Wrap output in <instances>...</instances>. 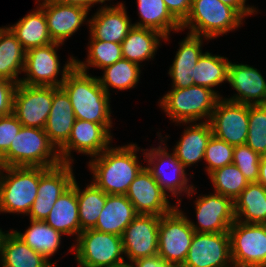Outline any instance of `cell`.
<instances>
[{"instance_id":"cell-43","label":"cell","mask_w":266,"mask_h":267,"mask_svg":"<svg viewBox=\"0 0 266 267\" xmlns=\"http://www.w3.org/2000/svg\"><path fill=\"white\" fill-rule=\"evenodd\" d=\"M22 126L23 125L13 113L0 116V159L9 150L12 141L19 133Z\"/></svg>"},{"instance_id":"cell-12","label":"cell","mask_w":266,"mask_h":267,"mask_svg":"<svg viewBox=\"0 0 266 267\" xmlns=\"http://www.w3.org/2000/svg\"><path fill=\"white\" fill-rule=\"evenodd\" d=\"M73 164L61 163L52 168L39 167L37 196L28 212L29 220H45L54 203L73 183Z\"/></svg>"},{"instance_id":"cell-7","label":"cell","mask_w":266,"mask_h":267,"mask_svg":"<svg viewBox=\"0 0 266 267\" xmlns=\"http://www.w3.org/2000/svg\"><path fill=\"white\" fill-rule=\"evenodd\" d=\"M39 167L0 166V214L28 215L37 196Z\"/></svg>"},{"instance_id":"cell-14","label":"cell","mask_w":266,"mask_h":267,"mask_svg":"<svg viewBox=\"0 0 266 267\" xmlns=\"http://www.w3.org/2000/svg\"><path fill=\"white\" fill-rule=\"evenodd\" d=\"M52 100V86L18 83L14 93L12 113L24 127L44 129Z\"/></svg>"},{"instance_id":"cell-26","label":"cell","mask_w":266,"mask_h":267,"mask_svg":"<svg viewBox=\"0 0 266 267\" xmlns=\"http://www.w3.org/2000/svg\"><path fill=\"white\" fill-rule=\"evenodd\" d=\"M137 215L126 195L107 194L104 208L93 229L122 236L125 228Z\"/></svg>"},{"instance_id":"cell-29","label":"cell","mask_w":266,"mask_h":267,"mask_svg":"<svg viewBox=\"0 0 266 267\" xmlns=\"http://www.w3.org/2000/svg\"><path fill=\"white\" fill-rule=\"evenodd\" d=\"M164 38L155 30L133 26L121 43L122 56L124 59L143 66L141 63L144 61L154 59L158 47L162 45L161 40Z\"/></svg>"},{"instance_id":"cell-35","label":"cell","mask_w":266,"mask_h":267,"mask_svg":"<svg viewBox=\"0 0 266 267\" xmlns=\"http://www.w3.org/2000/svg\"><path fill=\"white\" fill-rule=\"evenodd\" d=\"M141 67L137 63L122 58L101 69L103 74L97 78L101 87L110 96V87L119 91L135 88L140 81Z\"/></svg>"},{"instance_id":"cell-31","label":"cell","mask_w":266,"mask_h":267,"mask_svg":"<svg viewBox=\"0 0 266 267\" xmlns=\"http://www.w3.org/2000/svg\"><path fill=\"white\" fill-rule=\"evenodd\" d=\"M27 51L53 43L50 38L43 9L38 5L14 25H8Z\"/></svg>"},{"instance_id":"cell-13","label":"cell","mask_w":266,"mask_h":267,"mask_svg":"<svg viewBox=\"0 0 266 267\" xmlns=\"http://www.w3.org/2000/svg\"><path fill=\"white\" fill-rule=\"evenodd\" d=\"M212 134L232 146L244 145L248 136L249 105L218 100L209 120Z\"/></svg>"},{"instance_id":"cell-37","label":"cell","mask_w":266,"mask_h":267,"mask_svg":"<svg viewBox=\"0 0 266 267\" xmlns=\"http://www.w3.org/2000/svg\"><path fill=\"white\" fill-rule=\"evenodd\" d=\"M75 178V190L78 200V214L81 232L93 229L99 218V214L104 208L107 194L97 188L92 182L84 189H80Z\"/></svg>"},{"instance_id":"cell-10","label":"cell","mask_w":266,"mask_h":267,"mask_svg":"<svg viewBox=\"0 0 266 267\" xmlns=\"http://www.w3.org/2000/svg\"><path fill=\"white\" fill-rule=\"evenodd\" d=\"M194 233L182 209L175 207L170 213L160 216L158 255L169 263L181 267Z\"/></svg>"},{"instance_id":"cell-45","label":"cell","mask_w":266,"mask_h":267,"mask_svg":"<svg viewBox=\"0 0 266 267\" xmlns=\"http://www.w3.org/2000/svg\"><path fill=\"white\" fill-rule=\"evenodd\" d=\"M171 15L182 24L188 17L192 0H163Z\"/></svg>"},{"instance_id":"cell-4","label":"cell","mask_w":266,"mask_h":267,"mask_svg":"<svg viewBox=\"0 0 266 267\" xmlns=\"http://www.w3.org/2000/svg\"><path fill=\"white\" fill-rule=\"evenodd\" d=\"M159 136L160 145L152 149H142V155L144 161L147 162L145 167L150 171L153 178L157 181L161 189L170 196L177 197L176 207L180 208L181 198L184 193L186 197H192L195 193H198L194 184L189 185V179L187 178L186 168L176 158L175 153H169L166 140L169 139V135L162 137L161 133L157 132ZM168 138V139H167ZM164 139V140H163ZM144 151V152H143ZM168 168V169H167ZM183 193V194H182Z\"/></svg>"},{"instance_id":"cell-20","label":"cell","mask_w":266,"mask_h":267,"mask_svg":"<svg viewBox=\"0 0 266 267\" xmlns=\"http://www.w3.org/2000/svg\"><path fill=\"white\" fill-rule=\"evenodd\" d=\"M43 9L47 21V28L53 42L64 44L80 27L87 22L89 11L68 4H61L52 0H36ZM87 20V21H86Z\"/></svg>"},{"instance_id":"cell-18","label":"cell","mask_w":266,"mask_h":267,"mask_svg":"<svg viewBox=\"0 0 266 267\" xmlns=\"http://www.w3.org/2000/svg\"><path fill=\"white\" fill-rule=\"evenodd\" d=\"M160 216L138 214L125 228L122 238L127 262L158 254Z\"/></svg>"},{"instance_id":"cell-41","label":"cell","mask_w":266,"mask_h":267,"mask_svg":"<svg viewBox=\"0 0 266 267\" xmlns=\"http://www.w3.org/2000/svg\"><path fill=\"white\" fill-rule=\"evenodd\" d=\"M233 150L234 146L212 135L204 153V161L207 165L204 171L207 175L218 168L233 164Z\"/></svg>"},{"instance_id":"cell-40","label":"cell","mask_w":266,"mask_h":267,"mask_svg":"<svg viewBox=\"0 0 266 267\" xmlns=\"http://www.w3.org/2000/svg\"><path fill=\"white\" fill-rule=\"evenodd\" d=\"M254 152L266 155V105H249V126L246 140Z\"/></svg>"},{"instance_id":"cell-47","label":"cell","mask_w":266,"mask_h":267,"mask_svg":"<svg viewBox=\"0 0 266 267\" xmlns=\"http://www.w3.org/2000/svg\"><path fill=\"white\" fill-rule=\"evenodd\" d=\"M222 3H225L233 8H235L244 18L249 17V15L257 14L258 9L254 5H245L246 0H220Z\"/></svg>"},{"instance_id":"cell-28","label":"cell","mask_w":266,"mask_h":267,"mask_svg":"<svg viewBox=\"0 0 266 267\" xmlns=\"http://www.w3.org/2000/svg\"><path fill=\"white\" fill-rule=\"evenodd\" d=\"M136 2L140 19L133 23L135 27L159 32L165 37V43L170 41L171 32L181 31V24L171 15L163 0H137Z\"/></svg>"},{"instance_id":"cell-39","label":"cell","mask_w":266,"mask_h":267,"mask_svg":"<svg viewBox=\"0 0 266 267\" xmlns=\"http://www.w3.org/2000/svg\"><path fill=\"white\" fill-rule=\"evenodd\" d=\"M208 176L214 192L229 197L233 202L249 183L234 164L218 168Z\"/></svg>"},{"instance_id":"cell-1","label":"cell","mask_w":266,"mask_h":267,"mask_svg":"<svg viewBox=\"0 0 266 267\" xmlns=\"http://www.w3.org/2000/svg\"><path fill=\"white\" fill-rule=\"evenodd\" d=\"M89 160L91 182L106 194L125 195L131 182L145 165L138 159L142 151L136 143L111 147Z\"/></svg>"},{"instance_id":"cell-33","label":"cell","mask_w":266,"mask_h":267,"mask_svg":"<svg viewBox=\"0 0 266 267\" xmlns=\"http://www.w3.org/2000/svg\"><path fill=\"white\" fill-rule=\"evenodd\" d=\"M26 50L8 26L0 27V77L20 83Z\"/></svg>"},{"instance_id":"cell-34","label":"cell","mask_w":266,"mask_h":267,"mask_svg":"<svg viewBox=\"0 0 266 267\" xmlns=\"http://www.w3.org/2000/svg\"><path fill=\"white\" fill-rule=\"evenodd\" d=\"M24 233L13 230L30 248L44 256L48 261L61 245L63 234L43 220L30 219V226Z\"/></svg>"},{"instance_id":"cell-21","label":"cell","mask_w":266,"mask_h":267,"mask_svg":"<svg viewBox=\"0 0 266 267\" xmlns=\"http://www.w3.org/2000/svg\"><path fill=\"white\" fill-rule=\"evenodd\" d=\"M111 5H101V8L89 18L90 39L122 43L133 28L125 4L117 2Z\"/></svg>"},{"instance_id":"cell-46","label":"cell","mask_w":266,"mask_h":267,"mask_svg":"<svg viewBox=\"0 0 266 267\" xmlns=\"http://www.w3.org/2000/svg\"><path fill=\"white\" fill-rule=\"evenodd\" d=\"M133 267H177L175 264L169 263L168 261L161 258L158 254L137 259L131 262Z\"/></svg>"},{"instance_id":"cell-22","label":"cell","mask_w":266,"mask_h":267,"mask_svg":"<svg viewBox=\"0 0 266 267\" xmlns=\"http://www.w3.org/2000/svg\"><path fill=\"white\" fill-rule=\"evenodd\" d=\"M227 83L237 93L224 99L245 105H266V80L257 68L230 61Z\"/></svg>"},{"instance_id":"cell-38","label":"cell","mask_w":266,"mask_h":267,"mask_svg":"<svg viewBox=\"0 0 266 267\" xmlns=\"http://www.w3.org/2000/svg\"><path fill=\"white\" fill-rule=\"evenodd\" d=\"M87 45V58L80 61L75 57V66L81 71L87 72L89 68L103 69L122 59L121 43L105 42L96 39H89Z\"/></svg>"},{"instance_id":"cell-30","label":"cell","mask_w":266,"mask_h":267,"mask_svg":"<svg viewBox=\"0 0 266 267\" xmlns=\"http://www.w3.org/2000/svg\"><path fill=\"white\" fill-rule=\"evenodd\" d=\"M4 239L0 255L1 267H56L44 256L30 248L13 229Z\"/></svg>"},{"instance_id":"cell-48","label":"cell","mask_w":266,"mask_h":267,"mask_svg":"<svg viewBox=\"0 0 266 267\" xmlns=\"http://www.w3.org/2000/svg\"><path fill=\"white\" fill-rule=\"evenodd\" d=\"M54 2L57 3H61V4H68V5H72V6H79L82 7L86 10H88L90 12L91 8L94 7L95 4H105L106 1H110L111 0H52Z\"/></svg>"},{"instance_id":"cell-16","label":"cell","mask_w":266,"mask_h":267,"mask_svg":"<svg viewBox=\"0 0 266 267\" xmlns=\"http://www.w3.org/2000/svg\"><path fill=\"white\" fill-rule=\"evenodd\" d=\"M112 134L101 124L76 119L68 141L58 150L62 163L74 164L73 152L98 156L112 145Z\"/></svg>"},{"instance_id":"cell-6","label":"cell","mask_w":266,"mask_h":267,"mask_svg":"<svg viewBox=\"0 0 266 267\" xmlns=\"http://www.w3.org/2000/svg\"><path fill=\"white\" fill-rule=\"evenodd\" d=\"M244 17L233 7L220 0H192L190 13L181 24V31L214 40L237 30Z\"/></svg>"},{"instance_id":"cell-23","label":"cell","mask_w":266,"mask_h":267,"mask_svg":"<svg viewBox=\"0 0 266 267\" xmlns=\"http://www.w3.org/2000/svg\"><path fill=\"white\" fill-rule=\"evenodd\" d=\"M75 120L69 96L61 87H53L52 106L44 130L57 150L68 141Z\"/></svg>"},{"instance_id":"cell-8","label":"cell","mask_w":266,"mask_h":267,"mask_svg":"<svg viewBox=\"0 0 266 267\" xmlns=\"http://www.w3.org/2000/svg\"><path fill=\"white\" fill-rule=\"evenodd\" d=\"M72 251L78 267H110L126 260L121 236L95 229L82 231L69 248Z\"/></svg>"},{"instance_id":"cell-3","label":"cell","mask_w":266,"mask_h":267,"mask_svg":"<svg viewBox=\"0 0 266 267\" xmlns=\"http://www.w3.org/2000/svg\"><path fill=\"white\" fill-rule=\"evenodd\" d=\"M219 91L192 85L171 88L159 99V107L174 123L209 122L213 110L222 97ZM203 119V120H202Z\"/></svg>"},{"instance_id":"cell-36","label":"cell","mask_w":266,"mask_h":267,"mask_svg":"<svg viewBox=\"0 0 266 267\" xmlns=\"http://www.w3.org/2000/svg\"><path fill=\"white\" fill-rule=\"evenodd\" d=\"M230 61L227 57L204 52L198 59L193 71V85L208 87L212 90L228 82Z\"/></svg>"},{"instance_id":"cell-24","label":"cell","mask_w":266,"mask_h":267,"mask_svg":"<svg viewBox=\"0 0 266 267\" xmlns=\"http://www.w3.org/2000/svg\"><path fill=\"white\" fill-rule=\"evenodd\" d=\"M203 40L208 41V38L187 33V36L178 43L179 49L168 71L172 88H188L193 85L194 66L204 53Z\"/></svg>"},{"instance_id":"cell-27","label":"cell","mask_w":266,"mask_h":267,"mask_svg":"<svg viewBox=\"0 0 266 267\" xmlns=\"http://www.w3.org/2000/svg\"><path fill=\"white\" fill-rule=\"evenodd\" d=\"M44 221L63 235H75L76 238L74 241L77 240L81 233V228L79 223L75 179L72 185L64 191L54 203L53 208Z\"/></svg>"},{"instance_id":"cell-5","label":"cell","mask_w":266,"mask_h":267,"mask_svg":"<svg viewBox=\"0 0 266 267\" xmlns=\"http://www.w3.org/2000/svg\"><path fill=\"white\" fill-rule=\"evenodd\" d=\"M61 163L59 152L49 141L45 130L24 126L0 159L2 167L52 168Z\"/></svg>"},{"instance_id":"cell-44","label":"cell","mask_w":266,"mask_h":267,"mask_svg":"<svg viewBox=\"0 0 266 267\" xmlns=\"http://www.w3.org/2000/svg\"><path fill=\"white\" fill-rule=\"evenodd\" d=\"M17 84L0 77V116L9 115L13 112L14 93Z\"/></svg>"},{"instance_id":"cell-25","label":"cell","mask_w":266,"mask_h":267,"mask_svg":"<svg viewBox=\"0 0 266 267\" xmlns=\"http://www.w3.org/2000/svg\"><path fill=\"white\" fill-rule=\"evenodd\" d=\"M181 124H189V126L184 128L181 138L176 142L172 150L176 158L187 168L204 160L207 143L213 134L209 122Z\"/></svg>"},{"instance_id":"cell-50","label":"cell","mask_w":266,"mask_h":267,"mask_svg":"<svg viewBox=\"0 0 266 267\" xmlns=\"http://www.w3.org/2000/svg\"><path fill=\"white\" fill-rule=\"evenodd\" d=\"M7 232V233H6ZM9 231H3L1 228H0V255H1V250H2V247H3V242H4V239L5 237L7 236Z\"/></svg>"},{"instance_id":"cell-32","label":"cell","mask_w":266,"mask_h":267,"mask_svg":"<svg viewBox=\"0 0 266 267\" xmlns=\"http://www.w3.org/2000/svg\"><path fill=\"white\" fill-rule=\"evenodd\" d=\"M233 203L237 221L249 224L266 221V187L260 183H248Z\"/></svg>"},{"instance_id":"cell-42","label":"cell","mask_w":266,"mask_h":267,"mask_svg":"<svg viewBox=\"0 0 266 267\" xmlns=\"http://www.w3.org/2000/svg\"><path fill=\"white\" fill-rule=\"evenodd\" d=\"M260 159L261 155L246 144L234 147L233 164L240 169L249 183L258 181Z\"/></svg>"},{"instance_id":"cell-19","label":"cell","mask_w":266,"mask_h":267,"mask_svg":"<svg viewBox=\"0 0 266 267\" xmlns=\"http://www.w3.org/2000/svg\"><path fill=\"white\" fill-rule=\"evenodd\" d=\"M133 204L137 214L163 216L175 207L150 171L144 166L131 182L125 194Z\"/></svg>"},{"instance_id":"cell-11","label":"cell","mask_w":266,"mask_h":267,"mask_svg":"<svg viewBox=\"0 0 266 267\" xmlns=\"http://www.w3.org/2000/svg\"><path fill=\"white\" fill-rule=\"evenodd\" d=\"M234 267H266V228L235 220L229 228Z\"/></svg>"},{"instance_id":"cell-15","label":"cell","mask_w":266,"mask_h":267,"mask_svg":"<svg viewBox=\"0 0 266 267\" xmlns=\"http://www.w3.org/2000/svg\"><path fill=\"white\" fill-rule=\"evenodd\" d=\"M196 223L188 218L195 232L224 233L235 222L234 203L226 196L213 192L197 196L194 202Z\"/></svg>"},{"instance_id":"cell-17","label":"cell","mask_w":266,"mask_h":267,"mask_svg":"<svg viewBox=\"0 0 266 267\" xmlns=\"http://www.w3.org/2000/svg\"><path fill=\"white\" fill-rule=\"evenodd\" d=\"M181 267H234L229 233L195 232Z\"/></svg>"},{"instance_id":"cell-49","label":"cell","mask_w":266,"mask_h":267,"mask_svg":"<svg viewBox=\"0 0 266 267\" xmlns=\"http://www.w3.org/2000/svg\"><path fill=\"white\" fill-rule=\"evenodd\" d=\"M257 182L266 187V155L261 156L259 178Z\"/></svg>"},{"instance_id":"cell-9","label":"cell","mask_w":266,"mask_h":267,"mask_svg":"<svg viewBox=\"0 0 266 267\" xmlns=\"http://www.w3.org/2000/svg\"><path fill=\"white\" fill-rule=\"evenodd\" d=\"M61 45L64 44L53 42L27 50L23 70L25 77L21 78L20 83L31 86L61 87L67 74L75 66V57L71 56L67 63L60 67L57 51ZM59 74L61 78H58Z\"/></svg>"},{"instance_id":"cell-2","label":"cell","mask_w":266,"mask_h":267,"mask_svg":"<svg viewBox=\"0 0 266 267\" xmlns=\"http://www.w3.org/2000/svg\"><path fill=\"white\" fill-rule=\"evenodd\" d=\"M61 88L69 96L76 119L101 124L111 133V96L101 87L97 76L74 66Z\"/></svg>"},{"instance_id":"cell-51","label":"cell","mask_w":266,"mask_h":267,"mask_svg":"<svg viewBox=\"0 0 266 267\" xmlns=\"http://www.w3.org/2000/svg\"><path fill=\"white\" fill-rule=\"evenodd\" d=\"M110 267H133V265L131 264V262L125 261V262H123L121 264L110 266Z\"/></svg>"}]
</instances>
